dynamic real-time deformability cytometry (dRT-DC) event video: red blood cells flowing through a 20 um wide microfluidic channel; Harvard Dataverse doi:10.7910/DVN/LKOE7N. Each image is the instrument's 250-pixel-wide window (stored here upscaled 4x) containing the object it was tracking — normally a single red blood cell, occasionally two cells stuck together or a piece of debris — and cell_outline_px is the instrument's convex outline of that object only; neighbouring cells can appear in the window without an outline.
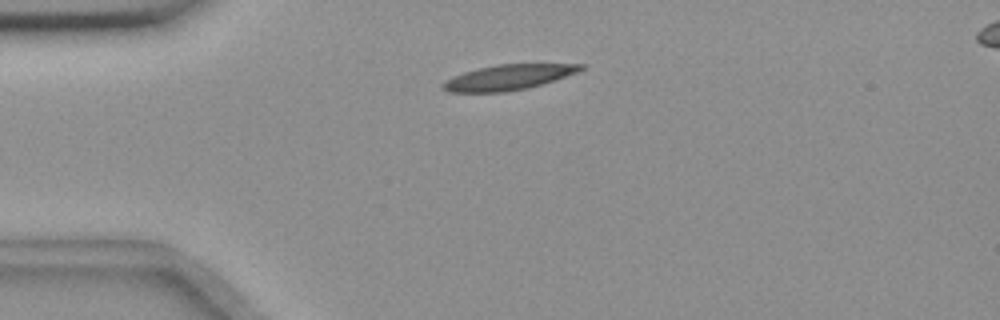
{"species": "common noctule bat (a hibernating species)", "species_latin": "Nyctalus noctula", "temperature_condition": "room temperature", "stored_images_in_passage": 4, "camera_frame_rate_fps": 3000, "um_per_image_px": 0.085, "animal": {"sex": "female", "body_mass_g": 18.4}, "frame": {"image": 1, "passage_image": 3, "time_ms": 2.333, "image_size_px": [1000, 320], "cell_outline_px": [[584, 68], [576, 72], [528, 88], [504, 92], [448, 92], [440, 88], [440, 84], [452, 76], [476, 68], [496, 64], [584, 64]], "centroid_in_image_um": [43.1, 6.57], "position_along_channel_um": 41.9, "area_um2": 20.17}}